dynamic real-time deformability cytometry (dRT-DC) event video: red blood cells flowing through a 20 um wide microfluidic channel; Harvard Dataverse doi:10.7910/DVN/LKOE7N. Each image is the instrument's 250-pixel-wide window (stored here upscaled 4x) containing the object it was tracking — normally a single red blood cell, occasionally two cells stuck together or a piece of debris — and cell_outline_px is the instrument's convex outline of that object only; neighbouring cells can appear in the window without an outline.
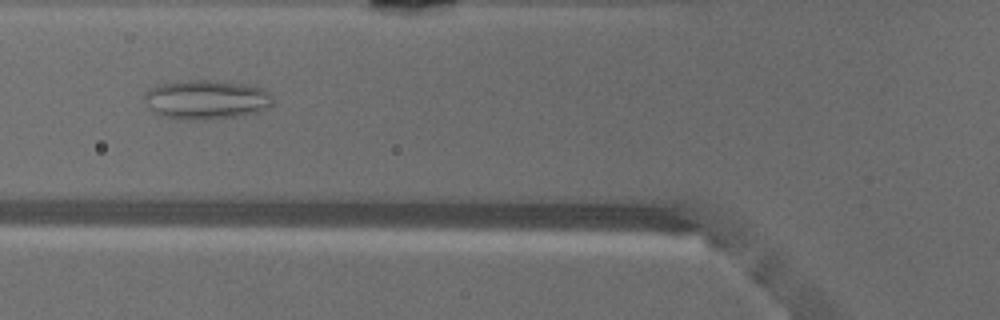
{"species": "common noctule bat (a hibernating species)", "species_latin": "Nyctalus noctula", "temperature_condition": "warm", "stored_images_in_passage": 48, "camera_frame_rate_fps": 3000, "um_per_image_px": 0.085, "animal": {"sex": "male", "body_mass_g": 18.8}, "frame": {"image": 1, "passage_image": 17, "time_ms": 5.333, "image_size_px": [1000, 320], "cell_outline_px": [[276, 104], [260, 112], [236, 116], [204, 120], [176, 120], [160, 116], [152, 112], [148, 108], [144, 100], [144, 92], [160, 84], [176, 80], [208, 80], [248, 84], [260, 88], [268, 92], [272, 96]], "centroid_in_image_um": [17.52, 8.48], "position_along_channel_um": 108.3, "area_um2": 30.11}}
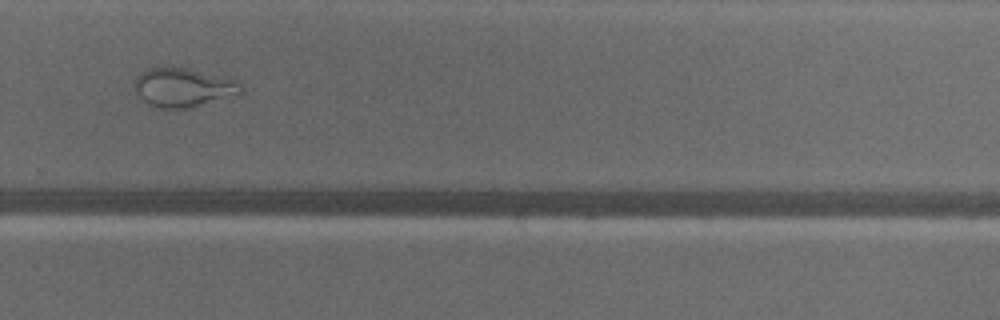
{"frame": {"image": 2, "passage_image": 32, "time_ms": 10.333, "image_size_px": [1000, 320], "cell_outline_px": [[244, 92], [184, 108], [160, 108], [148, 104], [140, 96], [136, 88], [136, 76], [140, 72], [148, 68], [188, 68], [236, 80], [240, 84]], "centroid_in_image_um": [15.55, 7.42], "position_along_channel_um": 314.2, "area_um2": 23.29}}
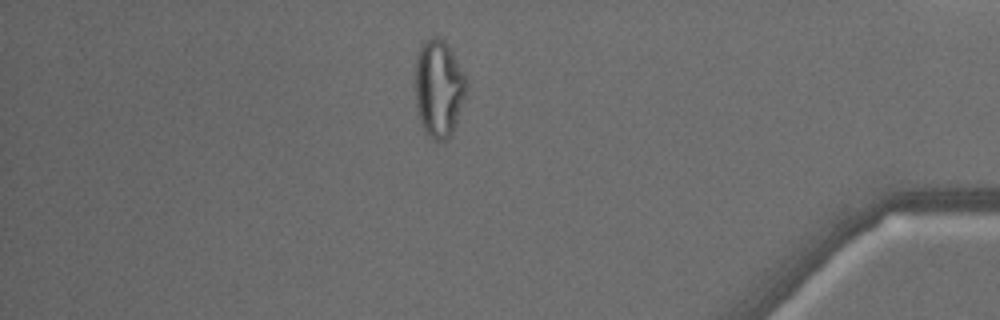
{"frame": {"image": 3, "passage_image": 41, "time_ms": 13.333, "image_size_px": [1000, 320], "cell_outline_px": [[468, 84], [452, 136], [448, 140], [436, 140], [428, 136], [420, 124], [416, 108], [416, 56], [420, 44], [424, 40], [432, 36], [436, 36], [444, 40], [452, 52]], "centroid_in_image_um": [37.27, 7.52], "position_along_channel_um": 397.9, "area_um2": 29.07}, "authors_computed_cell_mechanics": {"area_um2": 29.0734, "velocity_mm_per_s": 4.1411, "shape_relaxation_time_tau1_ms": null, "shape_relaxation_time_tau2_ms": 1.1979, "deformation_change_tau1": null, "deformation_change_tau2": 0.0852}}